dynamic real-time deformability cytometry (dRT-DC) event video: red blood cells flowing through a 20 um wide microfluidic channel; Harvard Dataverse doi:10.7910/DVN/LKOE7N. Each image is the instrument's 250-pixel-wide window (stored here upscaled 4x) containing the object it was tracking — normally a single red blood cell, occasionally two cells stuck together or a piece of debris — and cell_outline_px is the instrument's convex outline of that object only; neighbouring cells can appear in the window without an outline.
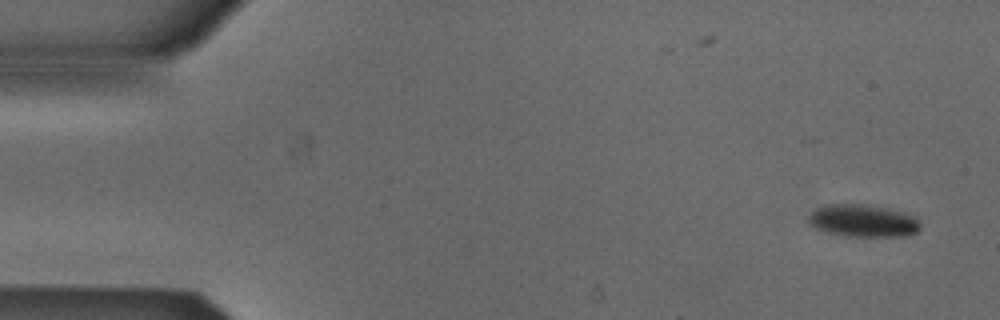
{"species": "Egyptian fruit bat (a non-hibernating species)", "species_latin": "Rousettus aegyptiacus", "temperature_condition": "cold", "stored_images_in_passage": 19, "camera_frame_rate_fps": 3000, "um_per_image_px": 0.085, "animal": {"sex": "male"}, "frame": {"image": 1, "passage_image": 1, "time_ms": 0.0, "image_size_px": [1000, 320], "cell_outline_px": [[920, 228], [916, 232], [904, 236], [848, 236], [828, 232], [816, 228], [808, 224], [808, 216], [816, 208], [824, 204], [868, 204], [888, 208], [904, 212], [916, 216], [920, 224]], "centroid_in_image_um": [73.36, 18.75], "position_along_channel_um": 11.6, "area_um2": 21.27}}
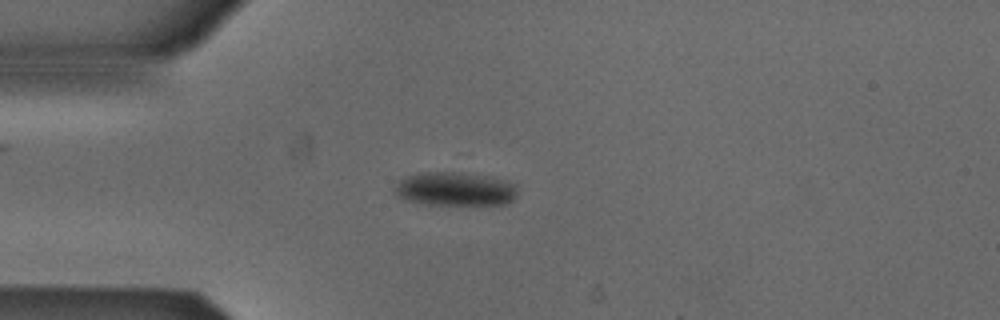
{"frame": {"image": 2, "passage_image": 12, "time_ms": 3.667, "image_size_px": [1000, 320], "cell_outline_px": [[516, 196], [508, 204], [428, 204], [408, 200], [400, 196], [396, 192], [396, 184], [400, 180], [408, 176], [420, 172], [460, 172], [488, 176], [504, 180], [516, 184]], "centroid_in_image_um": [38.73, 16.05], "position_along_channel_um": 46.3, "area_um2": 23.81}}
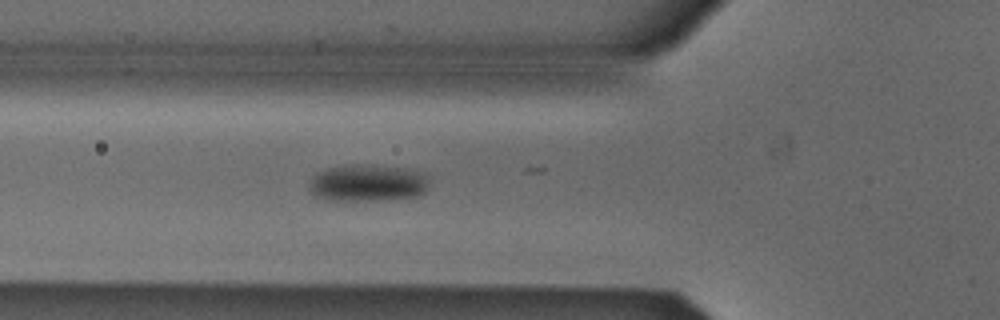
{"frame": {"image": 3, "passage_image": 17, "time_ms": 5.333, "image_size_px": [1000, 320], "cell_outline_px": [[428, 184], [424, 192], [420, 196], [392, 200], [332, 200], [316, 196], [308, 188], [308, 184], [312, 176], [316, 172], [328, 168], [348, 164], [372, 164], [408, 168], [420, 172], [428, 176]], "centroid_in_image_um": [31.26, 15.54], "position_along_channel_um": 94.5, "area_um2": 26.41}}